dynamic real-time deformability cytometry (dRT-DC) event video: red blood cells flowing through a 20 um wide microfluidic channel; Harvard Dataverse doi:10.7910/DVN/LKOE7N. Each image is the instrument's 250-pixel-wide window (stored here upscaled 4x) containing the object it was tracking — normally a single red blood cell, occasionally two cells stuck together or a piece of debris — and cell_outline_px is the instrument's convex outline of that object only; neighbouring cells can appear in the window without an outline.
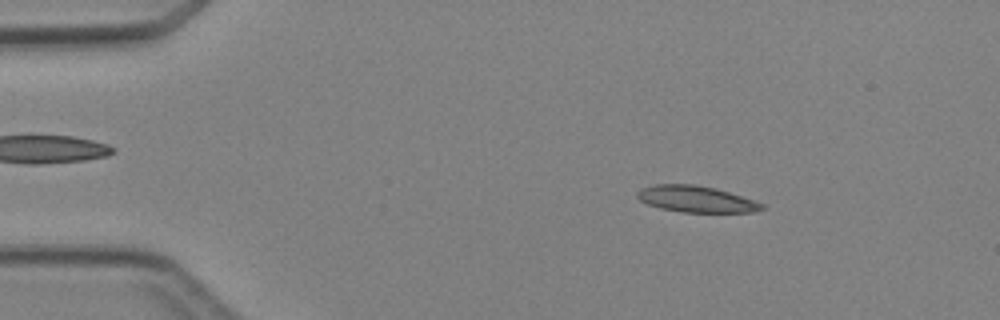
{"species": "Egyptian fruit bat (a non-hibernating species)", "species_latin": "Rousettus aegyptiacus", "temperature_condition": "cold", "stored_images_in_passage": 6, "segment_of_instrument_passage": [1, 2], "camera_frame_rate_fps": 3000, "um_per_image_px": 0.085, "animal": {"sex": "female"}, "frame": {"image": 1, "passage_image": 3, "time_ms": 2.333, "image_size_px": [1000, 320], "cell_outline_px": [[764, 208], [752, 212], [684, 212], [660, 208], [648, 204], [640, 200], [636, 196], [636, 192], [640, 188], [652, 184], [696, 184], [716, 188], [764, 204]], "centroid_in_image_um": [59.11, 16.91], "position_along_channel_um": 25.9, "area_um2": 19.07}}